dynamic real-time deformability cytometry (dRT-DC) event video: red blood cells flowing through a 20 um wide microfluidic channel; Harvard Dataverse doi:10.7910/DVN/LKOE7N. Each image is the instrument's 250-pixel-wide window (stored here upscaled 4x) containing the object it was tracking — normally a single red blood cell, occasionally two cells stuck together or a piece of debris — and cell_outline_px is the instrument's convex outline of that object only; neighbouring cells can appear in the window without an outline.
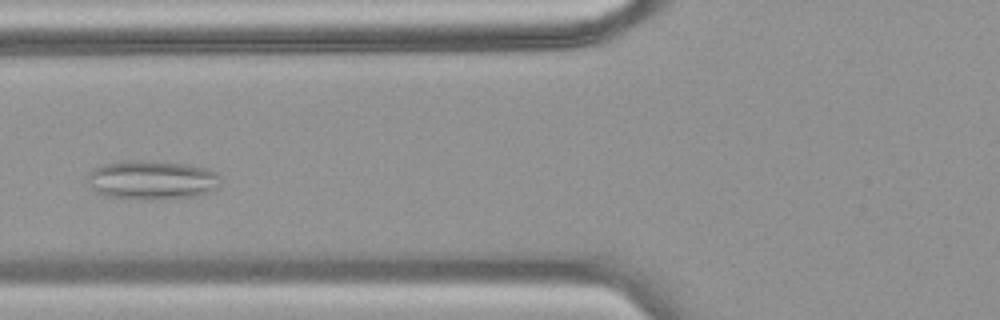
{"species": "common noctule bat (a hibernating species)", "species_latin": "Nyctalus noctula", "temperature_condition": "warm", "stored_images_in_passage": 42, "camera_frame_rate_fps": 3000, "um_per_image_px": 0.085, "animal": {"sex": "female", "body_mass_g": 18.4}, "frame": {"image": 1, "passage_image": 13, "time_ms": 4.0, "image_size_px": [1000, 320], "cell_outline_px": [[220, 188], [212, 192], [196, 196], [160, 200], [144, 200], [104, 196], [96, 192], [92, 188], [88, 180], [88, 176], [96, 168], [104, 164], [124, 160], [140, 160], [188, 164], [204, 168], [216, 172], [220, 176]], "centroid_in_image_um": [12.97, 15.32], "position_along_channel_um": 112.8, "area_um2": 30.69}}
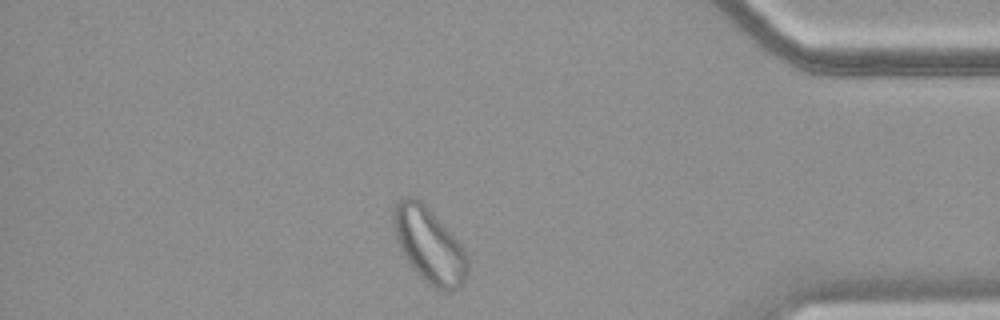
{"frame": {"image": 2, "passage_image": 36, "time_ms": 11.667, "image_size_px": [1000, 320], "cell_outline_px": [[468, 276], [460, 288], [448, 292], [440, 292], [428, 284], [412, 268], [404, 256], [400, 248], [396, 236], [392, 220], [392, 212], [396, 204], [404, 196], [416, 196], [428, 208], [460, 244], [468, 256]], "centroid_in_image_um": [36.49, 20.89], "position_along_channel_um": 398.7, "area_um2": 32.43}}